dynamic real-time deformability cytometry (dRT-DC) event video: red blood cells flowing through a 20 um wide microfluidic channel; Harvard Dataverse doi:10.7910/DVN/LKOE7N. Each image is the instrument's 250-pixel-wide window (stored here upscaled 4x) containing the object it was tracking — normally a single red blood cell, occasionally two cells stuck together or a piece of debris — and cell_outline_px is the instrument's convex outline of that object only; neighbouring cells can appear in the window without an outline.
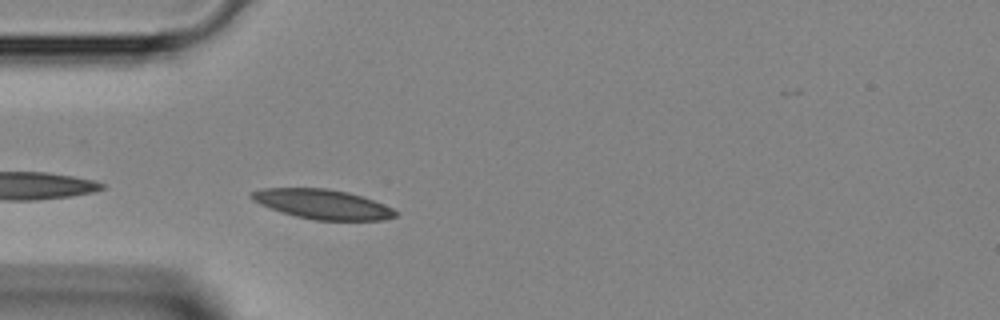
{"species": "Egyptian fruit bat (a non-hibernating species)", "species_latin": "Rousettus aegyptiacus", "temperature_condition": "room temperature", "stored_images_in_passage": 26, "camera_frame_rate_fps": 3000, "um_per_image_px": 0.085, "animal": {"sex": "female"}, "frame": {"image": 1, "passage_image": 1, "time_ms": 0.0, "image_size_px": [1000, 320], "cell_outline_px": [[400, 212], [396, 216], [384, 220], [316, 220], [296, 216], [260, 204], [252, 200], [248, 196], [248, 192], [264, 188], [324, 188], [348, 192], [384, 204]], "centroid_in_image_um": [27.41, 17.35], "position_along_channel_um": 57.6, "area_um2": 24.74}}
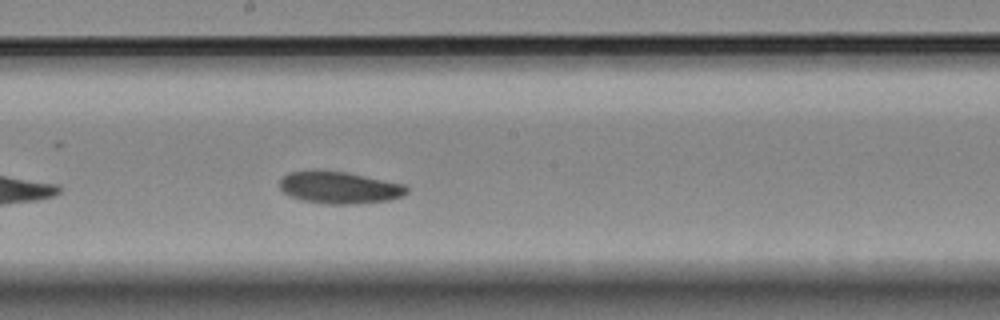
{"frame": {"image": 2, "passage_image": 12, "time_ms": 3.667, "image_size_px": [1000, 320], "cell_outline_px": [[408, 192], [404, 196], [392, 200], [352, 204], [328, 204], [300, 200], [284, 192], [280, 188], [280, 180], [288, 172], [312, 168], [320, 168], [344, 172], [404, 184], [408, 188]], "centroid_in_image_um": [28.82, 15.92], "position_along_channel_um": 219.4, "area_um2": 24.16}}
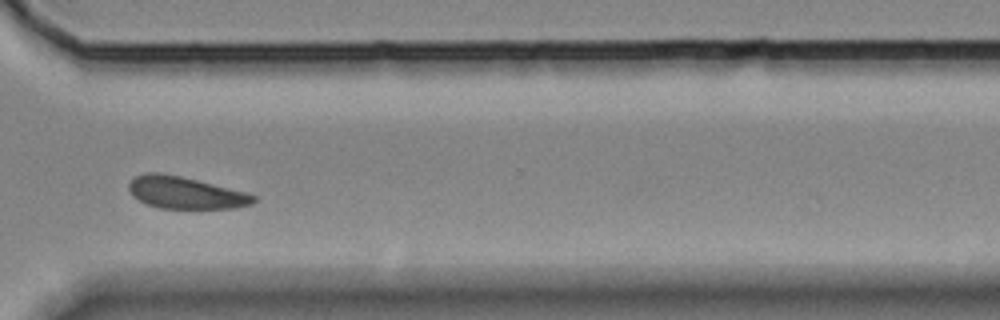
{"frame": {"image": 3, "passage_image": 21, "time_ms": 6.667, "image_size_px": [1000, 320], "cell_outline_px": [[256, 200], [252, 204], [236, 208], [196, 212], [160, 208], [136, 200], [132, 196], [128, 188], [128, 184], [136, 176], [148, 172], [156, 172], [180, 176], [244, 192], [256, 196]], "centroid_in_image_um": [15.77, 16.45], "position_along_channel_um": 354.8, "area_um2": 24.1}}